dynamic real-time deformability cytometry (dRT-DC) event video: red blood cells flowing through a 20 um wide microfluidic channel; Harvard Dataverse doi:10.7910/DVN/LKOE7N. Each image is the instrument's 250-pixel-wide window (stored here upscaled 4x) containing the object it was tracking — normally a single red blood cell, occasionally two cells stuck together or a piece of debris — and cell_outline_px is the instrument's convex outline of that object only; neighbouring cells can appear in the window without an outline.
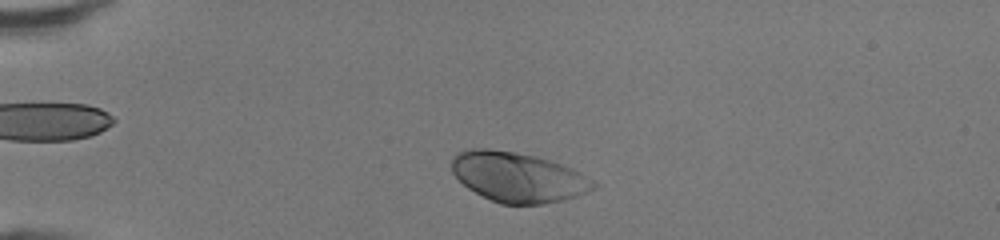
{"species": "human", "species_latin": "Homo sapiens", "temperature_condition": "room temperature", "stored_images_in_passage": 41, "camera_frame_rate_fps": 3000, "um_per_image_px": 0.085, "donor": {"sex": "female"}, "frame": {"image": 1, "passage_image": 5, "time_ms": 1.333, "image_size_px": [1000, 240], "cell_outline_px": [[600, 184], [596, 188], [588, 192], [564, 200], [540, 204], [500, 204], [468, 188], [452, 172], [452, 156], [456, 152], [472, 148], [488, 148], [516, 152], [548, 160], [572, 168]], "centroid_in_image_um": [44.04, 15.05], "position_along_channel_um": 41.0, "area_um2": 41.1}}
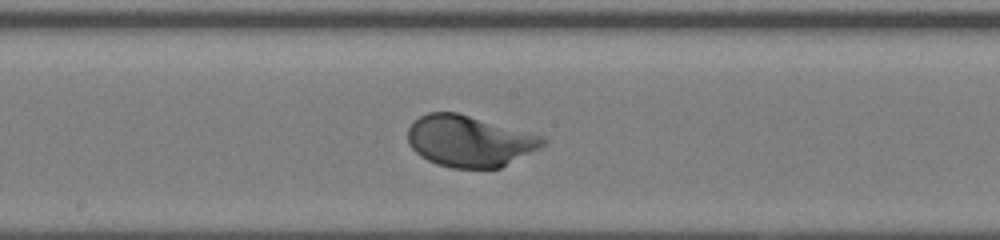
{"frame": {"image": 2, "passage_image": 20, "time_ms": 6.333, "image_size_px": [1000, 240], "cell_outline_px": [[544, 144], [540, 148], [500, 168], [452, 168], [436, 164], [420, 156], [408, 144], [408, 128], [420, 116], [428, 112], [456, 112], [544, 136]], "centroid_in_image_um": [39.89, 12.0], "position_along_channel_um": 208.3, "area_um2": 40.17}}
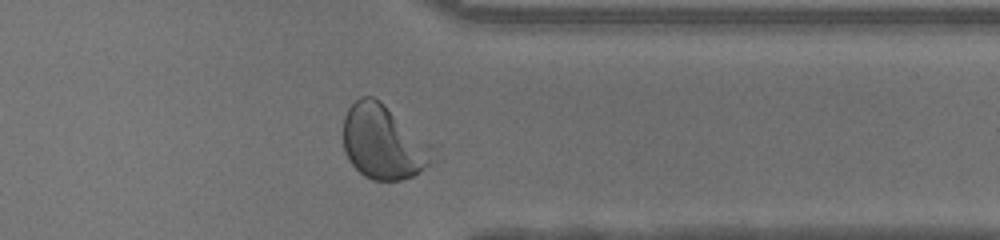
{"frame": {"image": 3, "passage_image": 32, "time_ms": 10.333, "image_size_px": [1000, 240], "cell_outline_px": [[428, 164], [424, 168], [412, 176], [400, 180], [372, 180], [364, 176], [348, 160], [344, 152], [344, 116], [348, 108], [360, 96], [372, 96], [380, 100], [428, 160]], "centroid_in_image_um": [32.25, 12.13], "position_along_channel_um": 379.1, "area_um2": 34.62}, "authors_computed_cell_mechanics": {"area_um2": 40.171, "velocity_mm_per_s": 4.2827, "shape_relaxation_time_tau1_ms": 1.9796, "shape_relaxation_time_tau2_ms": null, "deformation_change_tau1": 0.1597, "deformation_change_tau2": null}}